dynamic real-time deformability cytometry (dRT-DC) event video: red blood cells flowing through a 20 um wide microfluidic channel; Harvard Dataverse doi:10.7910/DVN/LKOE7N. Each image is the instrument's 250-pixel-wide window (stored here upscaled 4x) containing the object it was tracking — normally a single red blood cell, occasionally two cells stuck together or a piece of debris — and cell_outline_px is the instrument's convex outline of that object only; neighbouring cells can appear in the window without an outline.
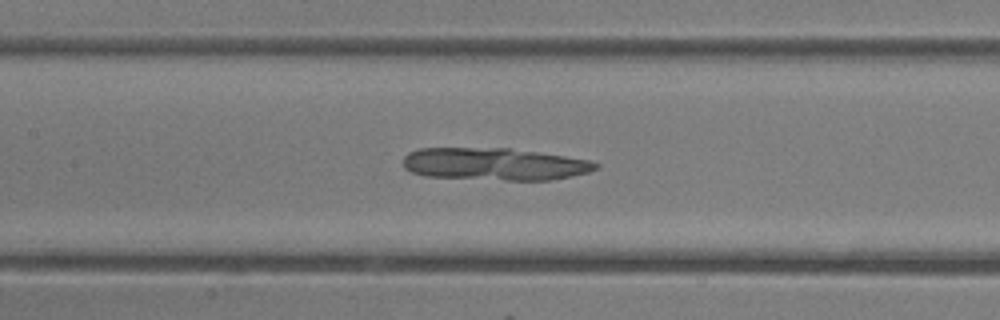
{"species": "common noctule bat (a hibernating species)", "species_latin": "Nyctalus noctula", "temperature_condition": "room temperature", "stored_images_in_passage": 33, "camera_frame_rate_fps": 3000, "um_per_image_px": 0.085, "animal": {"sex": "female"}, "frame": {"image": 1, "passage_image": 15, "time_ms": 4.667, "image_size_px": [1000, 320], "cell_outline_px": [[600, 164], [596, 168], [588, 172], [572, 176], [552, 180], [508, 180], [424, 176], [412, 172], [404, 168], [404, 156], [408, 152], [420, 148], [508, 148], [592, 160]], "centroid_in_image_um": [42.03, 13.94], "position_along_channel_um": 165.4, "area_um2": 36.24}}
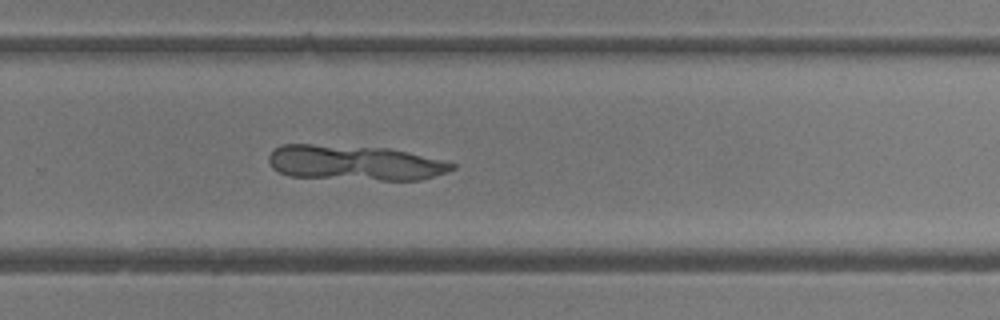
{"frame": {"image": 2, "passage_image": 23, "time_ms": 7.333, "image_size_px": [1000, 320], "cell_outline_px": [[456, 168], [448, 172], [420, 180], [380, 180], [288, 176], [272, 168], [268, 160], [268, 156], [280, 144], [312, 144], [388, 148], [408, 152], [456, 164]], "centroid_in_image_um": [30.14, 13.84], "position_along_channel_um": 299.7, "area_um2": 37.45}}
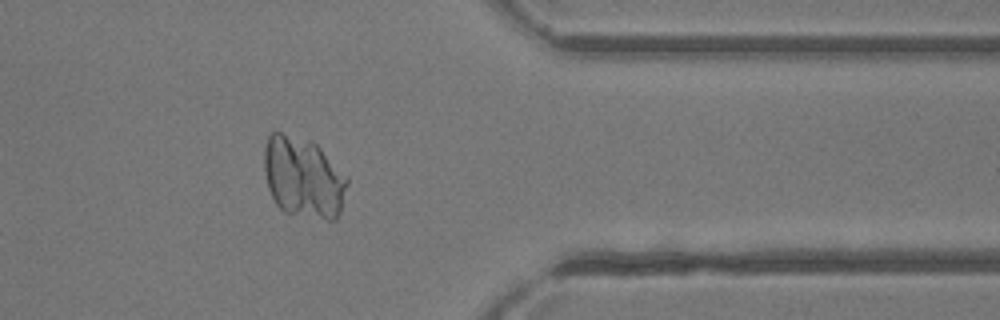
{"frame": {"image": 3, "passage_image": 29, "time_ms": 9.333, "image_size_px": [1000, 320], "cell_outline_px": [[348, 184], [340, 212], [336, 220], [328, 220], [284, 212], [276, 204], [268, 188], [264, 172], [264, 148], [268, 136], [272, 132], [280, 132], [312, 140], [348, 176]], "centroid_in_image_um": [25.79, 15.07], "position_along_channel_um": 385.6, "area_um2": 39.48}}